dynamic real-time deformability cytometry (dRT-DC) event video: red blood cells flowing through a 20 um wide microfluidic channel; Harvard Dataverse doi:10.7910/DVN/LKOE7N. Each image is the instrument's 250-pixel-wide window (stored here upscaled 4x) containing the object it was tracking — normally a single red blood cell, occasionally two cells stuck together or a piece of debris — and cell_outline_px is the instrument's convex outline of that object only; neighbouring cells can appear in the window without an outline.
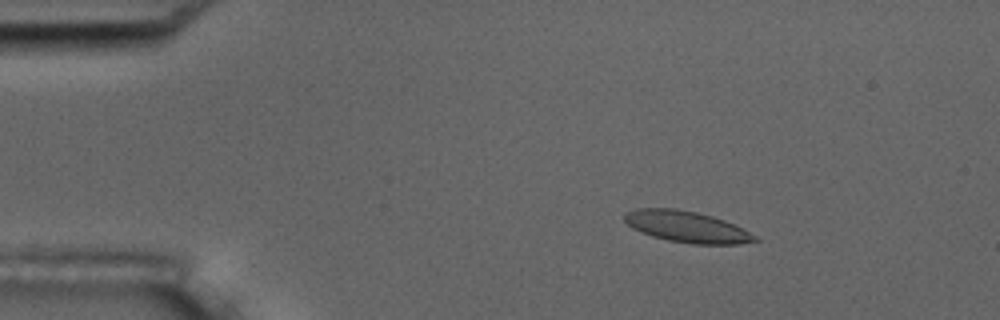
{"species": "common noctule bat (a hibernating species)", "species_latin": "Nyctalus noctula", "temperature_condition": "room temperature", "stored_images_in_passage": 5, "camera_frame_rate_fps": 3000, "um_per_image_px": 0.085, "animal": {"sex": "male", "body_mass_g": 17.5, "forearm_length_mm": 52.3}, "frame": {"image": 1, "passage_image": 3, "time_ms": 2.333, "image_size_px": [1000, 320], "cell_outline_px": [[760, 240], [736, 244], [692, 244], [668, 240], [652, 236], [632, 228], [624, 220], [624, 212], [636, 208], [676, 208], [696, 212], [712, 216], [724, 220], [756, 236]], "centroid_in_image_um": [58.32, 19.26], "position_along_channel_um": 26.7, "area_um2": 23.58}}